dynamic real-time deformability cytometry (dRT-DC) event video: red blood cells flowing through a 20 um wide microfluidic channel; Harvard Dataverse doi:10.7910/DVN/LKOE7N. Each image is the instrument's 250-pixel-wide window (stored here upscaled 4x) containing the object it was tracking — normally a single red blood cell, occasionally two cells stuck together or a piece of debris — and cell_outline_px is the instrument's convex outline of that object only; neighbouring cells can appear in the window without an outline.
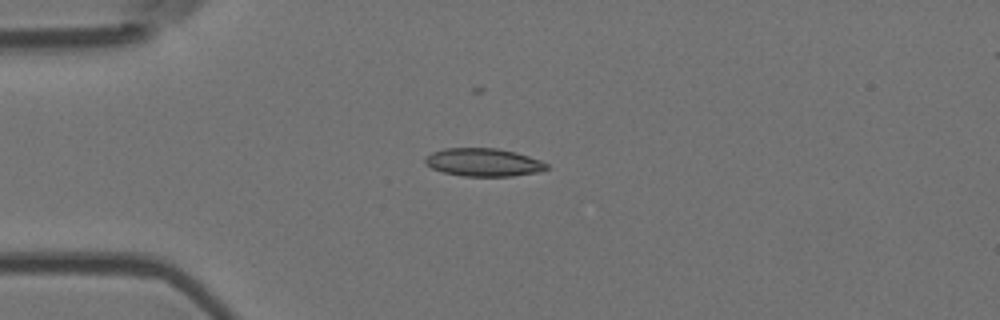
{"species": "Egyptian fruit bat (a non-hibernating species)", "species_latin": "Rousettus aegyptiacus", "temperature_condition": "room temperature", "stored_images_in_passage": 3, "camera_frame_rate_fps": 3000, "um_per_image_px": 0.085, "animal": {"sex": "female"}, "frame": {"image": 1, "passage_image": 1, "time_ms": 0.0, "image_size_px": [1000, 320], "cell_outline_px": [[548, 168], [536, 172], [512, 176], [464, 176], [444, 172], [432, 168], [424, 164], [424, 160], [432, 152], [444, 148], [496, 148], [516, 152], [540, 160], [548, 164]], "centroid_in_image_um": [41.08, 13.79], "position_along_channel_um": 43.9, "area_um2": 19.71}}
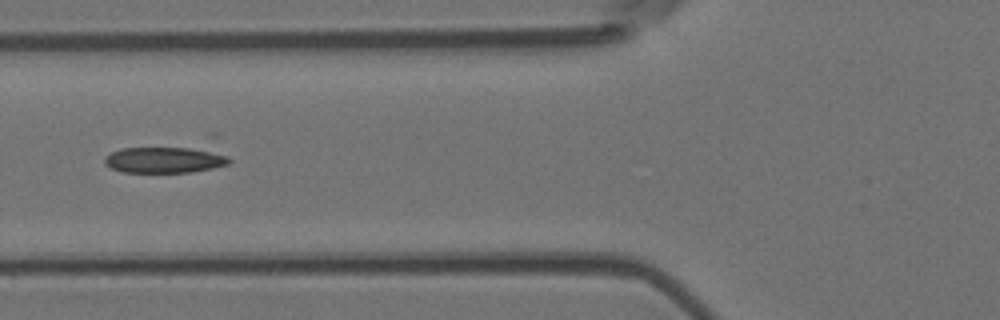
{"frame": {"image": 2, "passage_image": 3, "time_ms": 0.667, "image_size_px": [1000, 320], "cell_outline_px": [[232, 160], [228, 164], [212, 168], [192, 172], [124, 172], [112, 168], [104, 164], [104, 156], [120, 148], [208, 148], [228, 156]], "centroid_in_image_um": [14.03, 13.58], "position_along_channel_um": 111.8, "area_um2": 19.07}}